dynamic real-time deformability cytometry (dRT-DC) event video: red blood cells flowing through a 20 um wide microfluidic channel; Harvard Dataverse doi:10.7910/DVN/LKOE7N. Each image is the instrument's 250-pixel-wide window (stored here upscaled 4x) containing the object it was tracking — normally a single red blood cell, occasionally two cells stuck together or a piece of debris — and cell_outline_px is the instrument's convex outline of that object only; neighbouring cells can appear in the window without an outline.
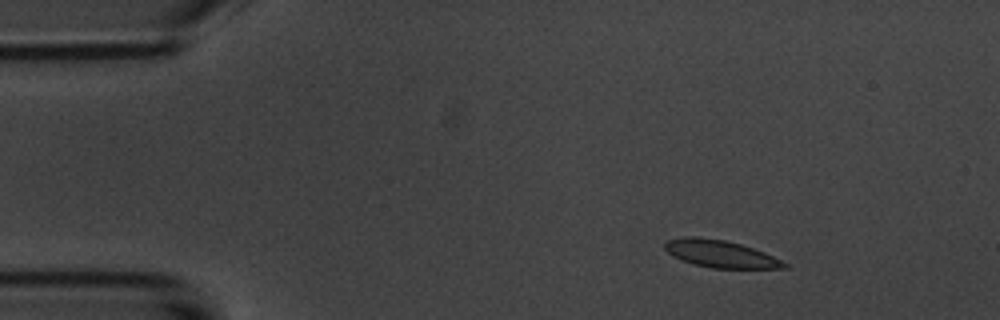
{"species": "common noctule bat (a hibernating species)", "species_latin": "Nyctalus noctula", "temperature_condition": "room temperature", "stored_images_in_passage": 4, "camera_frame_rate_fps": 3000, "um_per_image_px": 0.085, "animal": {"sex": "male", "body_mass_g": 20.1, "forearm_length_mm": 53.5}, "frame": {"image": 1, "passage_image": 2, "time_ms": 1.0, "image_size_px": [1000, 320], "cell_outline_px": [[788, 268], [712, 268], [692, 264], [680, 260], [672, 256], [664, 248], [664, 244], [668, 240], [684, 236], [696, 236], [724, 240], [740, 244], [764, 252], [788, 264]], "centroid_in_image_um": [61.18, 21.57], "position_along_channel_um": 23.8, "area_um2": 18.96}}